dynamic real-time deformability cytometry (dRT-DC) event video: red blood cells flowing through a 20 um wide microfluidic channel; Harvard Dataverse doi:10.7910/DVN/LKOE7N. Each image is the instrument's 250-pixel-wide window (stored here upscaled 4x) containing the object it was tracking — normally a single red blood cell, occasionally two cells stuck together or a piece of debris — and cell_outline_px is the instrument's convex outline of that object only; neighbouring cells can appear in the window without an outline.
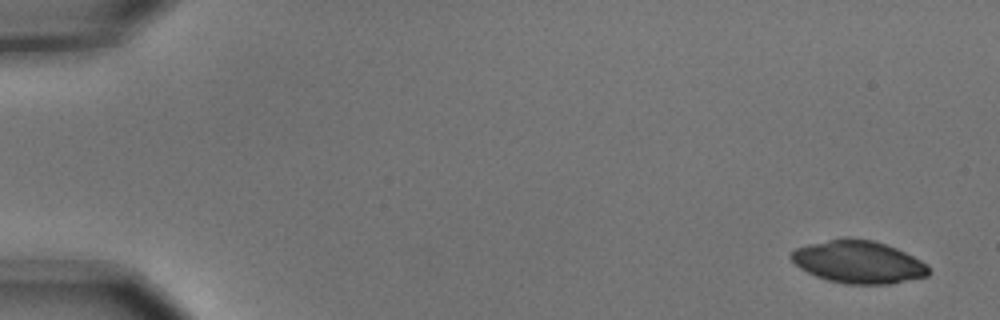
{"species": "common noctule bat (a hibernating species)", "species_latin": "Nyctalus noctula", "temperature_condition": "cold", "stored_images_in_passage": 4, "camera_frame_rate_fps": 3000, "um_per_image_px": 0.085, "animal": {"sex": "male", "body_mass_g": 15.6}, "frame": {"image": 1, "passage_image": 1, "time_ms": 0.0, "image_size_px": [1000, 320], "cell_outline_px": [[932, 272], [928, 276], [888, 284], [844, 284], [828, 280], [816, 276], [800, 268], [788, 256], [796, 248], [808, 244], [844, 236], [848, 236], [872, 240], [896, 248], [928, 264]], "centroid_in_image_um": [72.97, 22.26], "position_along_channel_um": 12.0, "area_um2": 34.33}}